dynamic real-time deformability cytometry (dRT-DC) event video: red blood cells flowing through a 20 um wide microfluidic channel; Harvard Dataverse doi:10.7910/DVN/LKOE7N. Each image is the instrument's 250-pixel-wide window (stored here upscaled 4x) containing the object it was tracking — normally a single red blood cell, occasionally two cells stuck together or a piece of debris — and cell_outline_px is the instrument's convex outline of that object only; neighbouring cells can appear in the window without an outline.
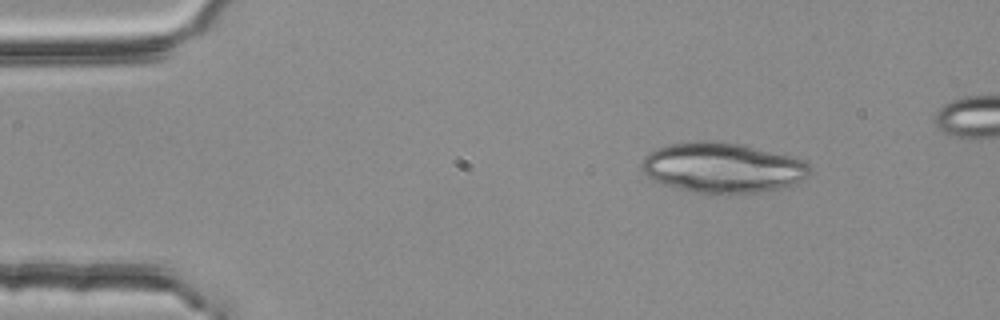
{"species": "common noctule bat (a hibernating species)", "species_latin": "Nyctalus noctula", "temperature_condition": "room temperature", "stored_images_in_passage": 4, "camera_frame_rate_fps": 3000, "um_per_image_px": 0.085, "animal": {"sex": "female", "body_mass_g": 25.1}, "frame": {"image": 1, "passage_image": 1, "time_ms": 0.0, "image_size_px": [1000, 320], "cell_outline_px": [[812, 172], [808, 176], [796, 184], [780, 188], [760, 192], [728, 196], [724, 196], [692, 192], [676, 188], [664, 184], [648, 176], [640, 168], [640, 164], [644, 156], [656, 148], [668, 144], [692, 140], [712, 140], [740, 144], [792, 156], [804, 160], [812, 168]], "centroid_in_image_um": [61.43, 14.27], "position_along_channel_um": 23.6, "area_um2": 50.23}}